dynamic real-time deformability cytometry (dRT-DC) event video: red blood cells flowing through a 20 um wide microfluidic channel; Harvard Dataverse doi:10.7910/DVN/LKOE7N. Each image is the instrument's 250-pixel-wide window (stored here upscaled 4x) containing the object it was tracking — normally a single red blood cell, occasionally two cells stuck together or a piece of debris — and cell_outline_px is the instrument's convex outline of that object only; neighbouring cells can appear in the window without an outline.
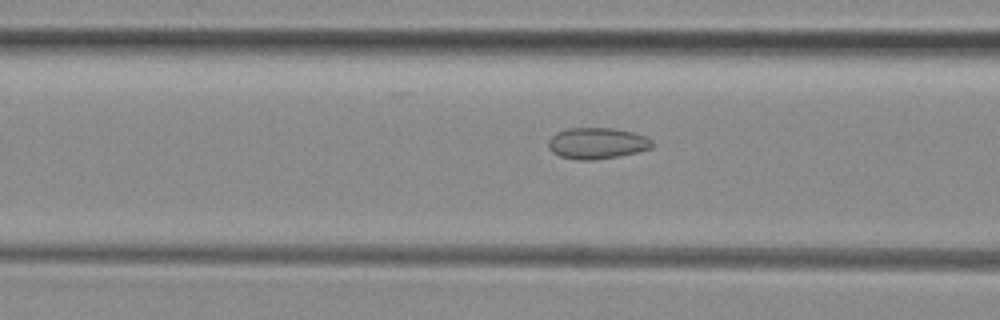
{"species": "common noctule bat (a hibernating species)", "species_latin": "Nyctalus noctula", "temperature_condition": "room temperature", "stored_images_in_passage": 52, "camera_frame_rate_fps": 3000, "um_per_image_px": 0.085, "animal": {"sex": "female", "body_mass_g": 29.2, "forearm_length_mm": 56.3}, "frame": {"image": 1, "passage_image": 20, "time_ms": 6.333, "image_size_px": [1000, 320], "cell_outline_px": [[656, 144], [652, 148], [620, 156], [592, 160], [576, 160], [560, 156], [552, 152], [548, 148], [548, 140], [556, 132], [568, 128], [612, 128], [632, 132], [644, 136], [652, 140]], "centroid_in_image_um": [50.74, 12.18], "position_along_channel_um": 115.9, "area_um2": 19.02}}
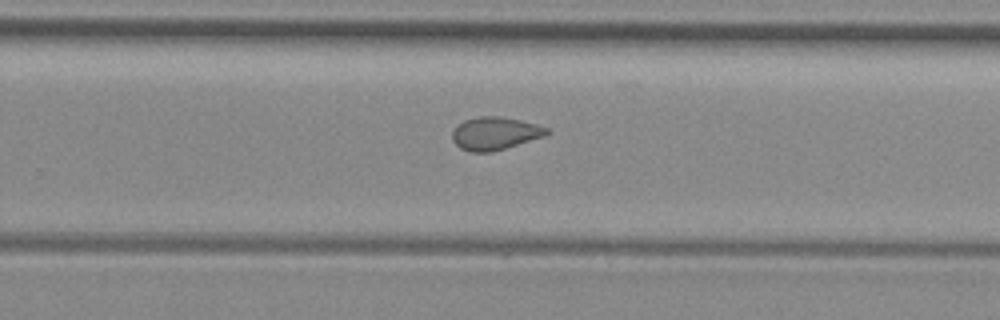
{"frame": {"image": 2, "passage_image": 33, "time_ms": 10.667, "image_size_px": [1000, 320], "cell_outline_px": [[552, 132], [544, 136], [492, 152], [468, 152], [460, 148], [452, 140], [452, 132], [464, 120], [480, 116], [496, 116], [520, 120], [536, 124], [548, 128]], "centroid_in_image_um": [42.07, 11.35], "position_along_channel_um": 287.7, "area_um2": 17.98}}
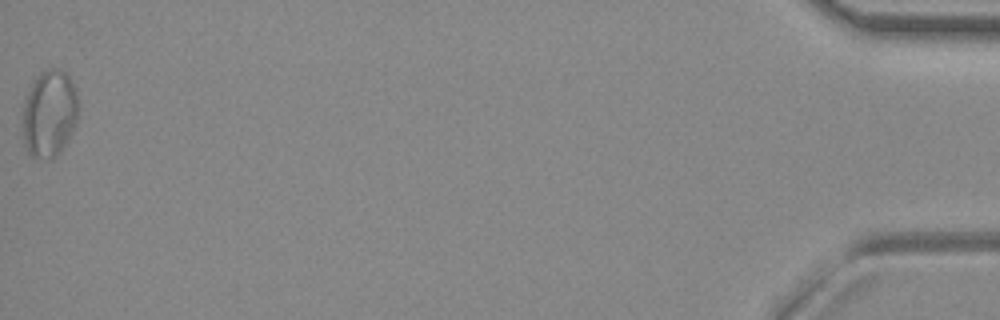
{"frame": {"image": 3, "passage_image": 52, "time_ms": 17.0, "image_size_px": [1000, 320], "cell_outline_px": [[76, 120], [60, 152], [56, 156], [32, 156], [28, 152], [24, 144], [24, 100], [36, 76], [40, 72], [48, 68], [56, 68], [64, 72], [72, 80], [76, 88]], "centroid_in_image_um": [4.18, 9.59], "position_along_channel_um": 431.0, "area_um2": 27.34}, "authors_computed_cell_mechanics": {"area_um2": 20.0855, "velocity_mm_per_s": 3.972, "shape_relaxation_time_tau1_ms": null, "shape_relaxation_time_tau2_ms": 1.7373, "deformation_change_tau1": null, "deformation_change_tau2": 0.063}}